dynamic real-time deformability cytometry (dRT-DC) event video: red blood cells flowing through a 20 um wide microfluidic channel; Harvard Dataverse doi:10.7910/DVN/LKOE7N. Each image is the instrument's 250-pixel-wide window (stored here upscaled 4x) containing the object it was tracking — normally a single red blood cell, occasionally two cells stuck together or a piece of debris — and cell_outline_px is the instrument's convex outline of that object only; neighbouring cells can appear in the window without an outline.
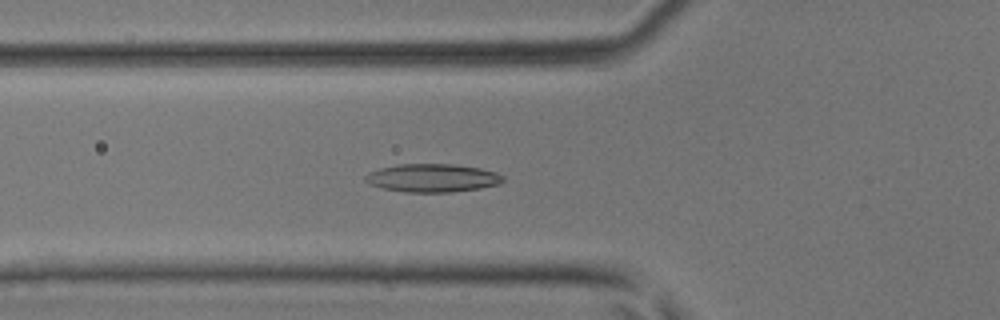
{"species": "common noctule bat (a hibernating species)", "species_latin": "Nyctalus noctula", "temperature_condition": "room temperature", "stored_images_in_passage": 49, "camera_frame_rate_fps": 3000, "um_per_image_px": 0.085, "animal": {"sex": "male", "body_mass_g": 17.9, "forearm_length_mm": 54.2}, "frame": {"image": 1, "passage_image": 18, "time_ms": 5.667, "image_size_px": [1000, 320], "cell_outline_px": [[504, 180], [500, 184], [480, 188], [452, 192], [404, 192], [380, 188], [368, 184], [364, 180], [364, 176], [368, 172], [380, 168], [400, 164], [452, 164], [480, 168], [496, 172], [504, 176]], "centroid_in_image_um": [36.73, 15.13], "position_along_channel_um": 89.1, "area_um2": 22.83}}
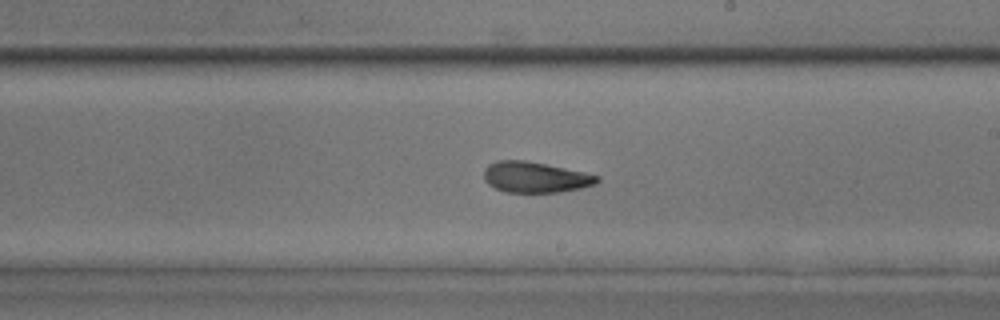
{"frame": {"image": 2, "passage_image": 29, "time_ms": 9.333, "image_size_px": [1000, 320], "cell_outline_px": [[600, 180], [596, 184], [580, 188], [560, 192], [504, 192], [488, 184], [484, 180], [484, 168], [488, 164], [496, 160], [524, 160], [584, 172], [600, 176]], "centroid_in_image_um": [45.47, 15.06], "position_along_channel_um": 243.5, "area_um2": 20.29}}
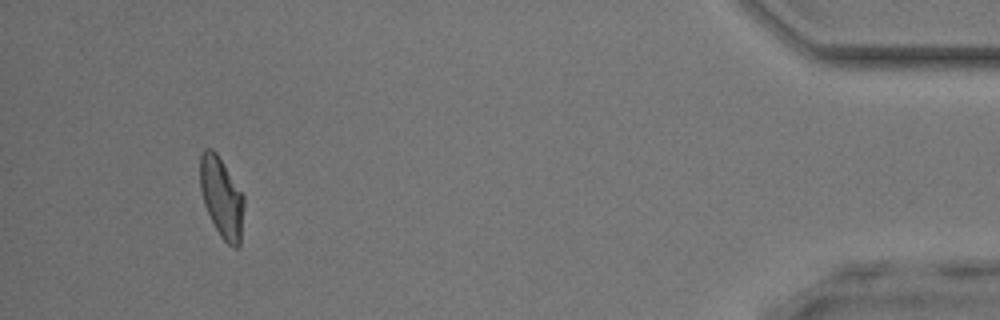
{"frame": {"image": 3, "passage_image": 46, "time_ms": 15.0, "image_size_px": [1000, 320], "cell_outline_px": [[244, 204], [240, 244], [236, 248], [232, 248], [220, 236], [204, 204], [200, 188], [200, 156], [204, 148], [212, 148], [216, 152], [244, 196]], "centroid_in_image_um": [18.83, 16.78], "position_along_channel_um": 416.4, "area_um2": 20.35}, "authors_computed_cell_mechanics": {"area_um2": 20.8658, "velocity_mm_per_s": 4.221, "shape_relaxation_time_tau1_ms": null, "shape_relaxation_time_tau2_ms": 2.7974, "deformation_change_tau1": null, "deformation_change_tau2": 0.0996}}